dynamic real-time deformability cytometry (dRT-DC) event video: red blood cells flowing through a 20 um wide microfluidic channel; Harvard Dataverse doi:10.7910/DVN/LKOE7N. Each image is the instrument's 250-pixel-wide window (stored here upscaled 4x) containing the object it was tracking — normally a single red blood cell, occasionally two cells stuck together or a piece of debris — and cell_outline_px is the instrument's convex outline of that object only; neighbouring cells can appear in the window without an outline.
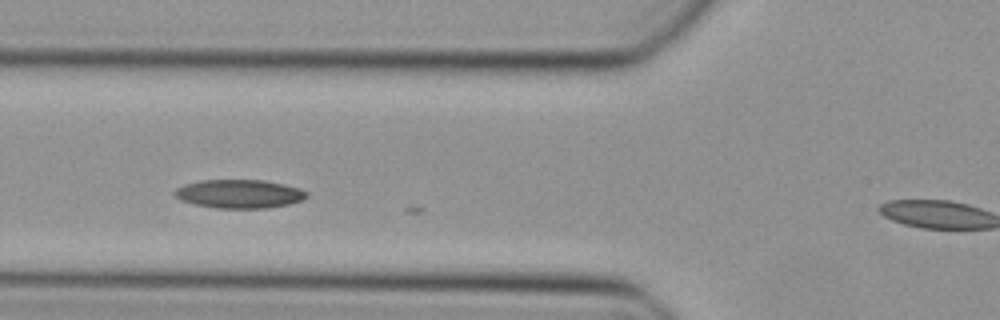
{"species": "Egyptian fruit bat (a non-hibernating species)", "species_latin": "Rousettus aegyptiacus", "temperature_condition": "cold", "stored_images_in_passage": 3, "camera_frame_rate_fps": 3000, "um_per_image_px": 0.085, "animal": {"sex": "female"}, "frame": {"image": 1, "passage_image": 2, "time_ms": 0.333, "image_size_px": [1000, 320], "cell_outline_px": [[308, 196], [304, 200], [288, 204], [264, 208], [216, 208], [196, 204], [180, 200], [172, 192], [176, 188], [184, 184], [200, 180], [264, 180], [284, 184], [300, 188], [308, 192]], "centroid_in_image_um": [20.35, 16.47], "position_along_channel_um": 105.5, "area_um2": 22.08}}